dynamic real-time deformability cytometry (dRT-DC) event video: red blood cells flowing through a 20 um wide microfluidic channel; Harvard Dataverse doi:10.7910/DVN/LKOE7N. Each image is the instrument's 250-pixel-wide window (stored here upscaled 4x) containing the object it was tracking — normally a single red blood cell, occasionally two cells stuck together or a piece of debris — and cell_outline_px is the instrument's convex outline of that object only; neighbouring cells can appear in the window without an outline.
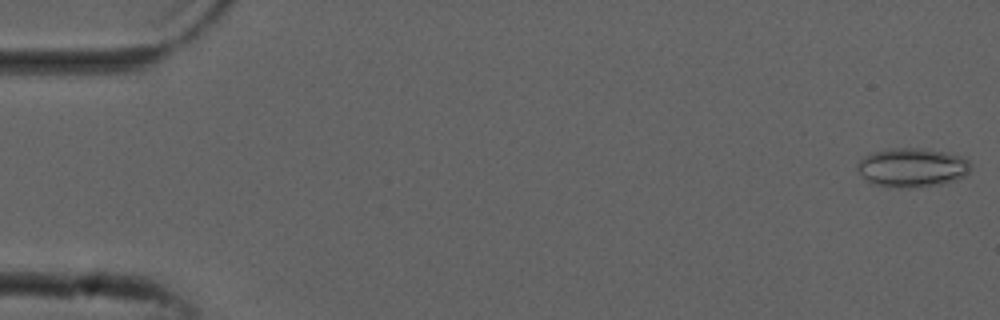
{"species": "common noctule bat (a hibernating species)", "species_latin": "Nyctalus noctula", "temperature_condition": "cold", "stored_images_in_passage": 53, "camera_frame_rate_fps": 3000, "um_per_image_px": 0.085, "animal": {"sex": "male", "forearm_length_mm": 52.5}, "frame": {"image": 1, "passage_image": 1, "time_ms": 0.0, "image_size_px": [1000, 320], "cell_outline_px": [[972, 164], [968, 172], [964, 176], [956, 180], [940, 184], [912, 188], [896, 188], [868, 184], [856, 168], [856, 164], [864, 156], [872, 152], [892, 148], [920, 148], [948, 152], [960, 156], [968, 160]], "centroid_in_image_um": [77.5, 14.25], "position_along_channel_um": 7.5, "area_um2": 26.18}}
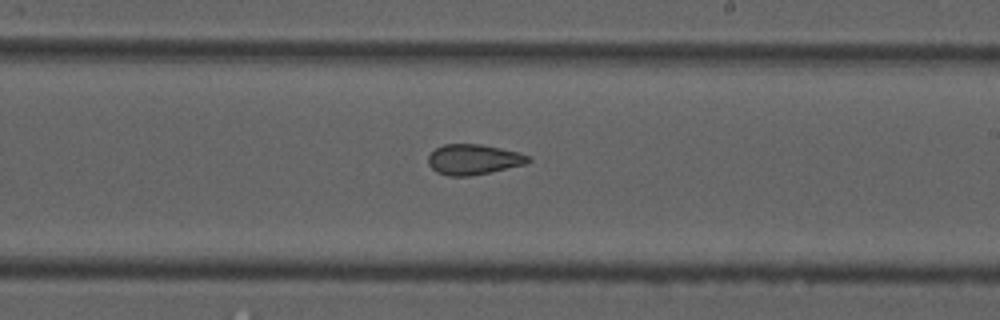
{"frame": {"image": 2, "passage_image": 31, "time_ms": 10.0, "image_size_px": [1000, 320], "cell_outline_px": [[532, 160], [524, 164], [488, 172], [468, 176], [448, 176], [436, 172], [428, 164], [428, 156], [436, 148], [444, 144], [480, 144], [500, 148], [516, 152], [528, 156]], "centroid_in_image_um": [40.19, 13.55], "position_along_channel_um": 248.8, "area_um2": 17.4}}
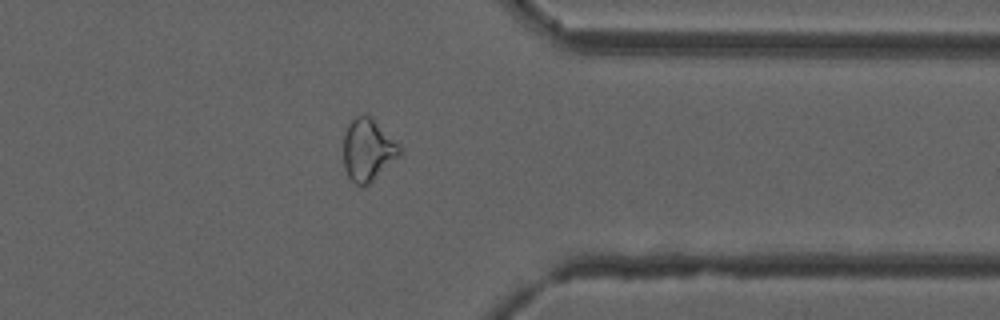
{"frame": {"image": 3, "passage_image": 42, "time_ms": 13.667, "image_size_px": [1000, 320], "cell_outline_px": [[404, 148], [400, 156], [364, 188], [356, 184], [348, 176], [344, 168], [344, 132], [348, 124], [356, 116], [364, 112], [372, 116]], "centroid_in_image_um": [31.3, 12.71], "position_along_channel_um": 380.1, "area_um2": 20.92}, "authors_computed_cell_mechanics": {"area_um2": 20.5768, "velocity_mm_per_s": 3.8228, "shape_relaxation_time_tau1_ms": null, "shape_relaxation_time_tau2_ms": 3.1565, "deformation_change_tau1": null, "deformation_change_tau2": 0.0721}}